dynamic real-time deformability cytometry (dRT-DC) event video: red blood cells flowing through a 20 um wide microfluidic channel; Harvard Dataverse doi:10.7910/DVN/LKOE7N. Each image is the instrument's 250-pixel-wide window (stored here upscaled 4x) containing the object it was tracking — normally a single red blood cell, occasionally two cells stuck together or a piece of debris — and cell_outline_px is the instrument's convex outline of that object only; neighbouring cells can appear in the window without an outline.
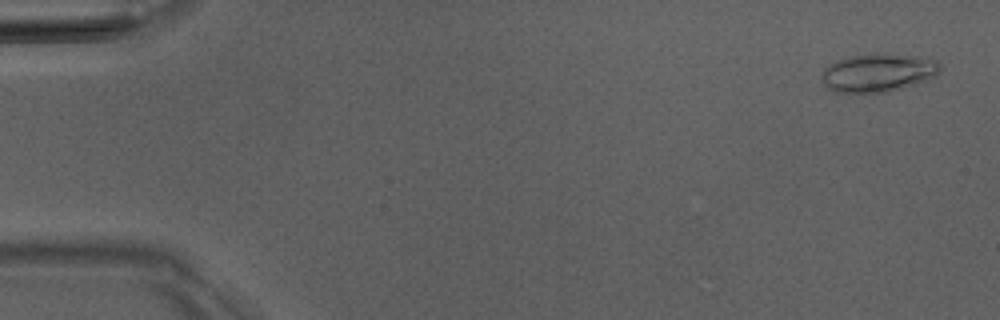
{"species": "Egyptian fruit bat (a non-hibernating species)", "species_latin": "Rousettus aegyptiacus", "temperature_condition": "room temperature", "stored_images_in_passage": 4, "camera_frame_rate_fps": 3000, "um_per_image_px": 0.085, "animal": {"sex": "male"}, "frame": {"image": 1, "passage_image": 1, "time_ms": 0.0, "image_size_px": [1000, 320], "cell_outline_px": [[940, 72], [936, 76], [928, 80], [888, 92], [832, 92], [824, 84], [824, 68], [836, 60], [848, 56], [884, 52], [936, 60], [940, 64]], "centroid_in_image_um": [74.66, 6.17], "position_along_channel_um": 10.3, "area_um2": 26.36}}